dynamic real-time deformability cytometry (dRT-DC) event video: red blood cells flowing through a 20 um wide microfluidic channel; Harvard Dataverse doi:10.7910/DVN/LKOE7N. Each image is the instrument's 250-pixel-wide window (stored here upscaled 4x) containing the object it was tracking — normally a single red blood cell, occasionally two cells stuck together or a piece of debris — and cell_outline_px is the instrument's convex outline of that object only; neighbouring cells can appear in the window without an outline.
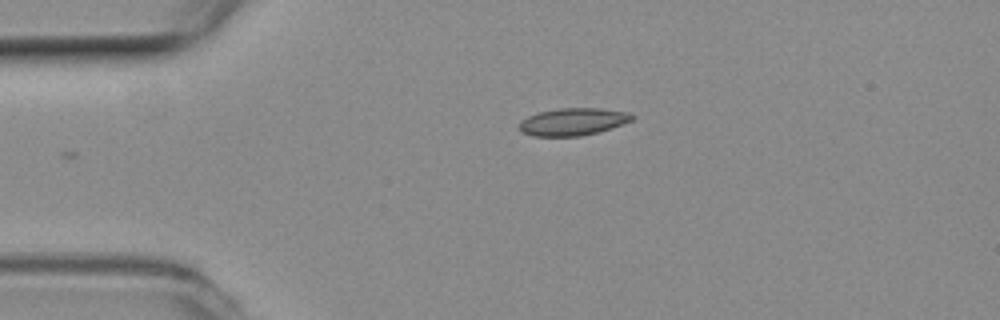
{"species": "common noctule bat (a hibernating species)", "species_latin": "Nyctalus noctula", "temperature_condition": "room temperature", "stored_images_in_passage": 3, "camera_frame_rate_fps": 3000, "um_per_image_px": 0.085, "animal": {"sex": "female", "body_mass_g": 19.3, "forearm_length_mm": 54.1}, "frame": {"image": 1, "passage_image": 3, "time_ms": 0.667, "image_size_px": [1000, 320], "cell_outline_px": [[636, 116], [632, 120], [612, 128], [580, 136], [532, 136], [520, 132], [520, 120], [528, 116], [540, 112], [560, 108], [600, 108], [628, 112]], "centroid_in_image_um": [48.7, 10.34], "position_along_channel_um": 36.3, "area_um2": 17.98}}